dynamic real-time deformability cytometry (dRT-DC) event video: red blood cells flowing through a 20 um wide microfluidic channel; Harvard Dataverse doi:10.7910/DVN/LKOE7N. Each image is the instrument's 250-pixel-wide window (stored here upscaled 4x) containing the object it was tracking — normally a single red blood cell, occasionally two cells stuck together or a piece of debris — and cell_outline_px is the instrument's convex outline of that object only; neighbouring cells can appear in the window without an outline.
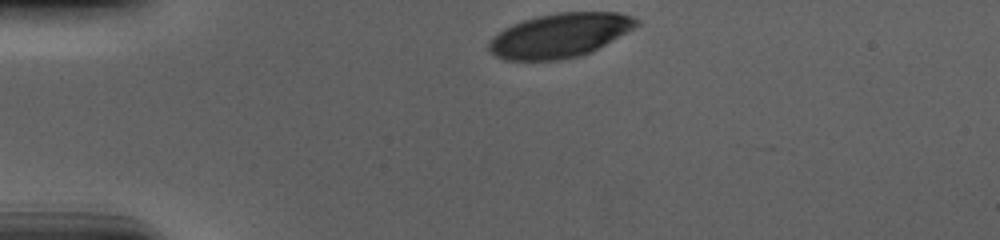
{"species": "human", "species_latin": "Homo sapiens", "temperature_condition": "cold", "stored_images_in_passage": 34, "camera_frame_rate_fps": 3000, "um_per_image_px": 0.085, "donor": {"sex": "male"}, "frame": {"image": 1, "passage_image": 1, "time_ms": 0.0, "image_size_px": [1000, 240], "cell_outline_px": [[640, 24], [604, 44], [580, 56], [560, 60], [504, 60], [488, 52], [488, 40], [492, 36], [504, 28], [512, 24], [524, 20], [556, 12], [616, 12], [632, 16], [640, 20]], "centroid_in_image_um": [47.52, 3.01], "position_along_channel_um": 37.5, "area_um2": 37.8}}
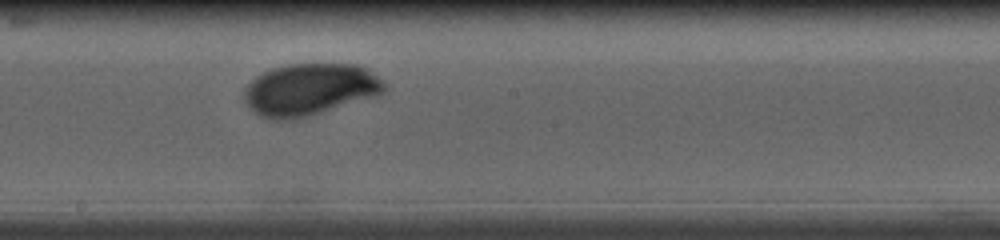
{"frame": {"image": 2, "passage_image": 20, "time_ms": 6.333, "image_size_px": [1000, 240], "cell_outline_px": [[384, 88], [376, 96], [312, 116], [296, 120], [264, 120], [252, 112], [248, 108], [240, 96], [244, 88], [256, 76], [272, 68], [288, 64], [360, 64], [376, 76], [384, 84]], "centroid_in_image_um": [26.22, 7.65], "position_along_channel_um": 222.0, "area_um2": 43.12}}
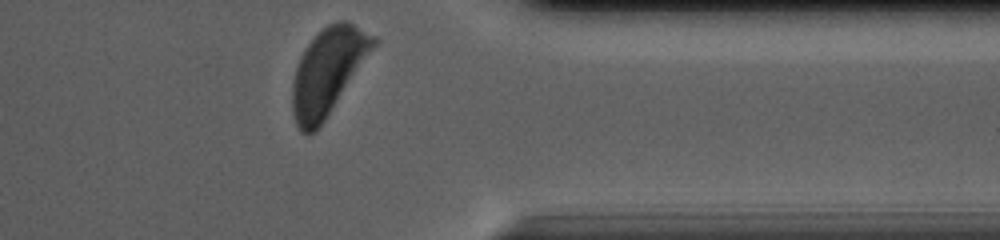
{"frame": {"image": 3, "passage_image": 34, "time_ms": 11.0, "image_size_px": [1000, 240], "cell_outline_px": [[380, 40], [316, 132], [308, 136], [300, 132], [296, 124], [292, 112], [292, 80], [300, 56], [304, 48], [328, 24], [340, 20], [344, 20], [376, 36]], "centroid_in_image_um": [27.86, 6.1], "position_along_channel_um": 383.5, "area_um2": 40.63}, "authors_computed_cell_mechanics": {"area_um2": 41.4137, "velocity_mm_per_s": 3.6473, "shape_relaxation_time_tau1_ms": 3.1642, "shape_relaxation_time_tau2_ms": null, "deformation_change_tau1": 0.1678, "deformation_change_tau2": null}}